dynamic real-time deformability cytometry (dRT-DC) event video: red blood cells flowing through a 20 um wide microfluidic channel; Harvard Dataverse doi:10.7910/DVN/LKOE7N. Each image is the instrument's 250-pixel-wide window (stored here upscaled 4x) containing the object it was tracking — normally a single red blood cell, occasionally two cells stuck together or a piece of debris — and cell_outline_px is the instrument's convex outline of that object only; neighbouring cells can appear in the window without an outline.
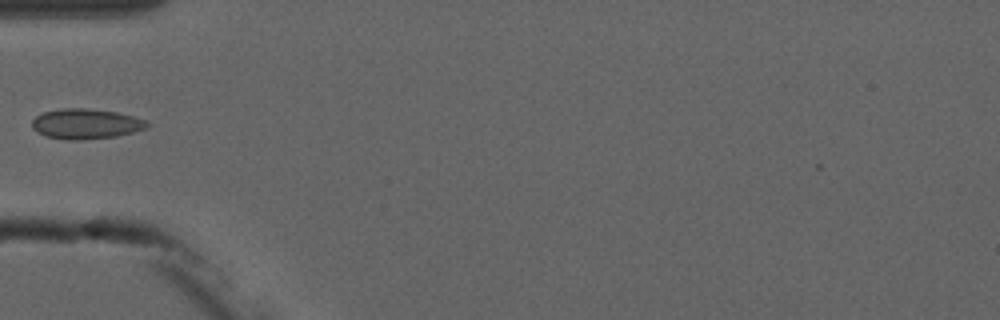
{"species": "common noctule bat (a hibernating species)", "species_latin": "Nyctalus noctula", "temperature_condition": "cold", "stored_images_in_passage": 6, "camera_frame_rate_fps": 3000, "um_per_image_px": 0.085, "animal": {"sex": "male", "forearm_length_mm": 52.5}, "frame": {"image": 1, "passage_image": 6, "time_ms": 5.667, "image_size_px": [1000, 320], "cell_outline_px": [[152, 124], [148, 128], [116, 136], [80, 140], [68, 140], [44, 136], [36, 132], [32, 128], [32, 120], [36, 116], [44, 112], [60, 108], [84, 108], [116, 112], [132, 116], [144, 120]], "centroid_in_image_um": [7.28, 10.53], "position_along_channel_um": 77.7, "area_um2": 20.29}}